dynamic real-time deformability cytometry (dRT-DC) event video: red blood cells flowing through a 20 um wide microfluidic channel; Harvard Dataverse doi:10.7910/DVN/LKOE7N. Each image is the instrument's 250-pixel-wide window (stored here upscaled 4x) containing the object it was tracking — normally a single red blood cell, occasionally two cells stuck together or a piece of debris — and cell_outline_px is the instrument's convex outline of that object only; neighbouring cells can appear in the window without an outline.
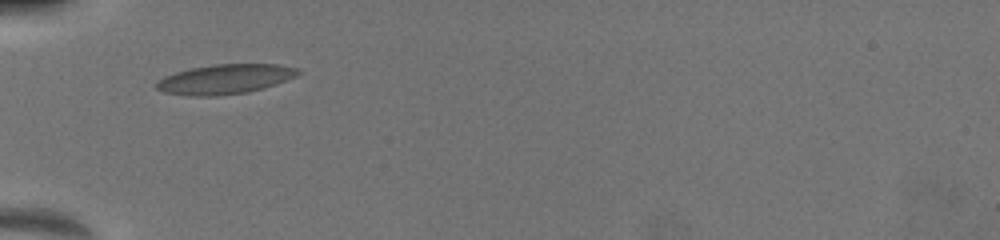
{"species": "common noctule bat (a hibernating species)", "species_latin": "Nyctalus noctula", "temperature_condition": "warm", "stored_images_in_passage": 9, "camera_frame_rate_fps": 3000, "um_per_image_px": 0.085, "animal": {"sex": "female", "body_mass_g": 19.5, "forearm_length_mm": 54.1}, "frame": {"image": 1, "passage_image": 1, "time_ms": 0.0, "image_size_px": [1000, 240], "cell_outline_px": [[304, 72], [296, 76], [276, 84], [264, 88], [248, 92], [216, 96], [188, 96], [164, 92], [156, 88], [156, 84], [164, 76], [176, 72], [192, 68], [216, 64], [280, 64], [296, 68]], "centroid_in_image_um": [19.16, 6.73], "position_along_channel_um": 65.8, "area_um2": 24.51}}
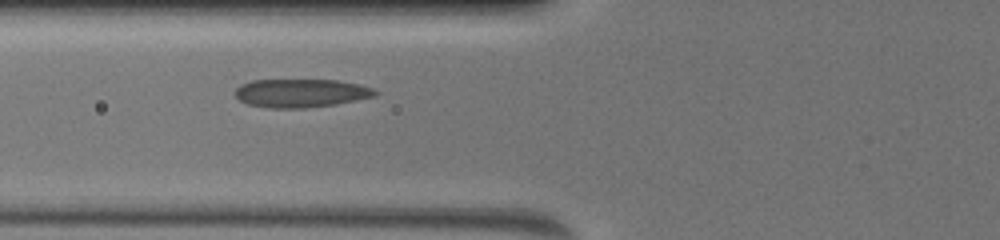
{"frame": {"image": 2, "passage_image": 6, "time_ms": 1.0, "image_size_px": [1000, 240], "cell_outline_px": [[380, 92], [376, 96], [336, 104], [304, 108], [268, 108], [248, 104], [240, 100], [232, 92], [240, 84], [252, 80], [336, 80], [360, 84], [372, 88]], "centroid_in_image_um": [25.57, 7.91], "position_along_channel_um": 100.2, "area_um2": 23.35}}
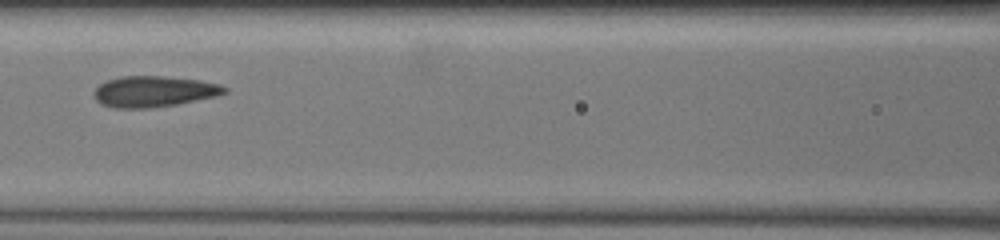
{"frame": {"image": 3, "passage_image": 9, "time_ms": 2.333, "image_size_px": [1000, 240], "cell_outline_px": [[228, 92], [216, 96], [176, 104], [152, 108], [112, 108], [100, 104], [92, 96], [92, 92], [100, 84], [108, 80], [120, 76], [160, 76], [200, 80], [220, 84], [228, 88]], "centroid_in_image_um": [13.05, 7.78], "position_along_channel_um": 153.6, "area_um2": 23.7}}